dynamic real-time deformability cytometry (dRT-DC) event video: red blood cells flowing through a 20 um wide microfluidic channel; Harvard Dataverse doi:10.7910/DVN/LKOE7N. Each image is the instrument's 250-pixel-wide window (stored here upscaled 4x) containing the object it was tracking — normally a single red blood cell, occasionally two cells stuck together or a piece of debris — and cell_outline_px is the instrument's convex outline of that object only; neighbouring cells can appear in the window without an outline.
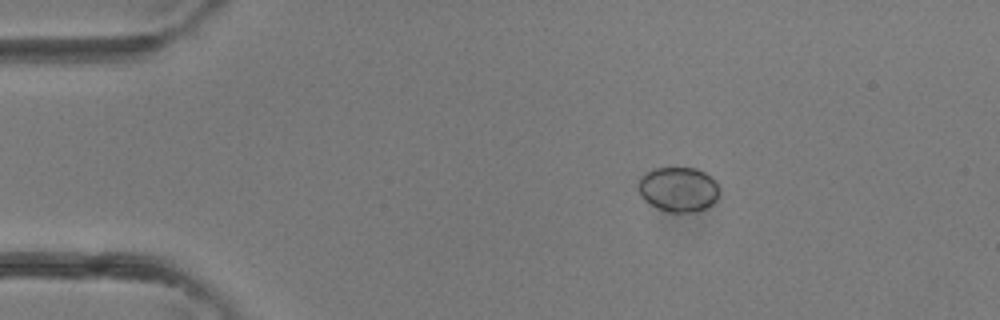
{"species": "common noctule bat (a hibernating species)", "species_latin": "Nyctalus noctula", "temperature_condition": "room temperature", "stored_images_in_passage": 3, "camera_frame_rate_fps": 3000, "um_per_image_px": 0.085, "animal": {"sex": "female"}, "frame": {"image": 1, "passage_image": 1, "time_ms": 0.0, "image_size_px": [1000, 320], "cell_outline_px": [[720, 192], [716, 200], [708, 208], [696, 212], [668, 212], [644, 200], [640, 196], [636, 188], [636, 184], [640, 176], [644, 172], [652, 168], [696, 168], [704, 172], [716, 180], [720, 188]], "centroid_in_image_um": [57.65, 16.08], "position_along_channel_um": 27.3, "area_um2": 21.68}}